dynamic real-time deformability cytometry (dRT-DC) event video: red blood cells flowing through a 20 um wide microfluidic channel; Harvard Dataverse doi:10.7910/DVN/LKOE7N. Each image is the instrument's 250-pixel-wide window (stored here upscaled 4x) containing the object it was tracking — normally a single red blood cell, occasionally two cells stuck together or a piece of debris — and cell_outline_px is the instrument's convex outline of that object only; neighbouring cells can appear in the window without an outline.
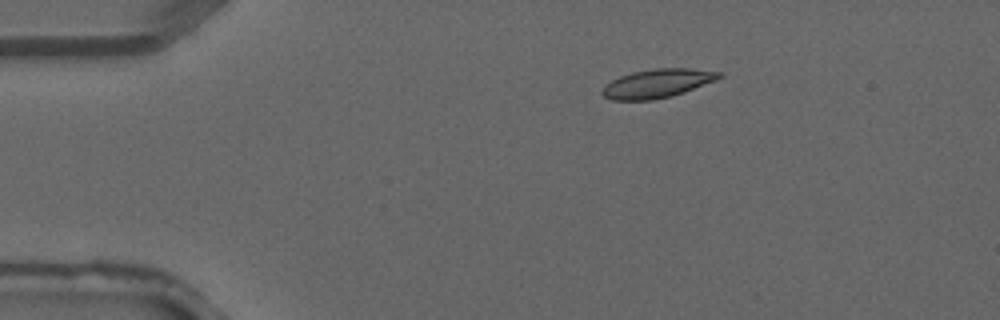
{"species": "common noctule bat (a hibernating species)", "species_latin": "Nyctalus noctula", "temperature_condition": "warm", "stored_images_in_passage": 3, "camera_frame_rate_fps": 3000, "um_per_image_px": 0.085, "animal": {"sex": "male", "forearm_length_mm": 52.5}, "frame": {"image": 1, "passage_image": 2, "time_ms": 0.333, "image_size_px": [1000, 320], "cell_outline_px": [[724, 76], [716, 80], [684, 92], [672, 96], [652, 100], [612, 100], [604, 96], [600, 92], [604, 84], [620, 76], [632, 72], [656, 68], [692, 68], [724, 72]], "centroid_in_image_um": [55.89, 7.08], "position_along_channel_um": 29.1, "area_um2": 19.77}}